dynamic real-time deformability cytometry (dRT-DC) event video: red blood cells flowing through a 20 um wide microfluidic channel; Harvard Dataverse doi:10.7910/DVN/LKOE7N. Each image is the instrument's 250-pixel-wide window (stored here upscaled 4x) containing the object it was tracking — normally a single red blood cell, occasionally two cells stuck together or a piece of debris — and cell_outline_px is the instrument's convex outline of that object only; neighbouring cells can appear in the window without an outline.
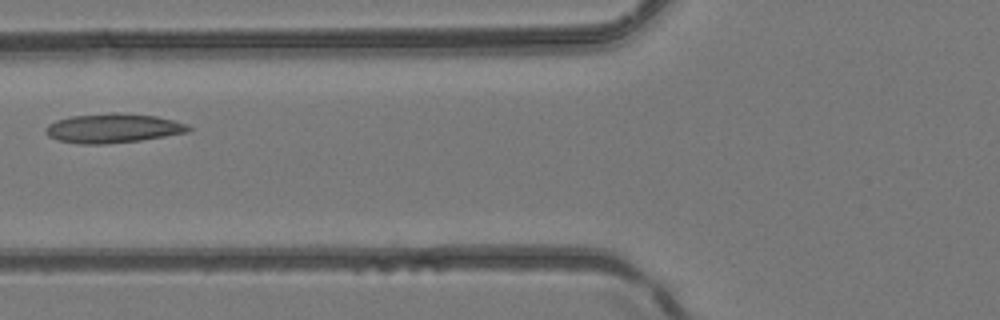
{"species": "common noctule bat (a hibernating species)", "species_latin": "Nyctalus noctula", "temperature_condition": "room temperature", "stored_images_in_passage": 3, "camera_frame_rate_fps": 3000, "um_per_image_px": 0.085, "animal": {"sex": "female", "body_mass_g": 24.6, "forearm_length_mm": 56.2}, "frame": {"image": 1, "passage_image": 3, "time_ms": 0.667, "image_size_px": [1000, 320], "cell_outline_px": [[192, 128], [188, 132], [140, 140], [104, 144], [80, 144], [60, 140], [48, 136], [44, 128], [48, 124], [56, 120], [72, 116], [112, 112], [116, 112], [156, 116], [188, 124]], "centroid_in_image_um": [9.6, 10.89], "position_along_channel_um": 116.2, "area_um2": 24.28}}